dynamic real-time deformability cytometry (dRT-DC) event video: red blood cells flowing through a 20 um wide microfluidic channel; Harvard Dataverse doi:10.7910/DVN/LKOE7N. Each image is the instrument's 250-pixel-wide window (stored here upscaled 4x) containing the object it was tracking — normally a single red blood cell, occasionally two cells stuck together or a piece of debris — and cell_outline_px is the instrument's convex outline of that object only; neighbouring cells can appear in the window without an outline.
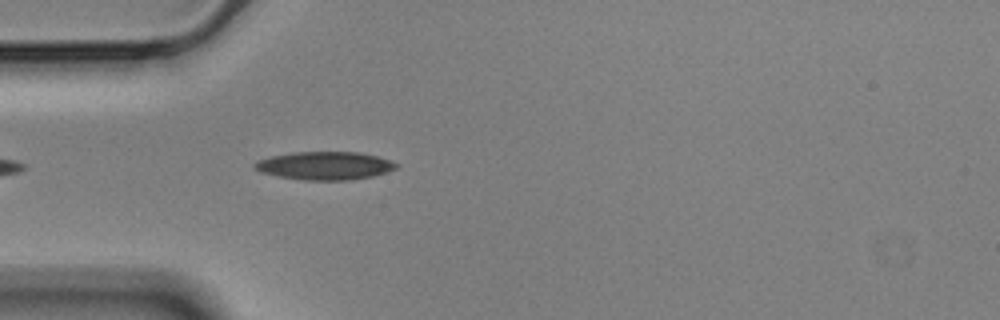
{"species": "Egyptian fruit bat (a non-hibernating species)", "species_latin": "Rousettus aegyptiacus", "temperature_condition": "cold", "stored_images_in_passage": 25, "camera_frame_rate_fps": 3000, "um_per_image_px": 0.085, "animal": {"sex": "male"}, "frame": {"image": 1, "passage_image": 4, "time_ms": 1.0, "image_size_px": [1000, 320], "cell_outline_px": [[400, 164], [396, 168], [372, 176], [352, 180], [304, 180], [280, 176], [260, 172], [252, 168], [252, 164], [256, 160], [272, 156], [296, 152], [360, 152], [376, 156]], "centroid_in_image_um": [27.57, 14.08], "position_along_channel_um": 57.4, "area_um2": 23.12}}
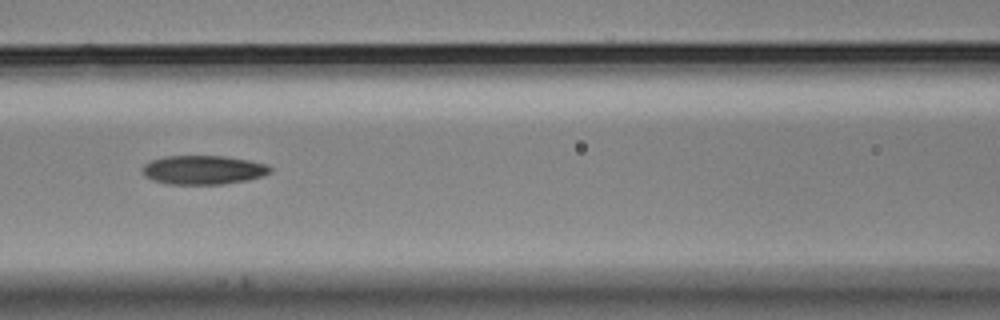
{"frame": {"image": 2, "passage_image": 12, "time_ms": 3.667, "image_size_px": [1000, 320], "cell_outline_px": [[272, 172], [264, 176], [248, 180], [224, 184], [168, 184], [152, 180], [144, 176], [144, 164], [152, 160], [164, 156], [224, 156], [248, 160], [264, 164], [272, 168]], "centroid_in_image_um": [17.3, 14.45], "position_along_channel_um": 149.3, "area_um2": 21.56}}
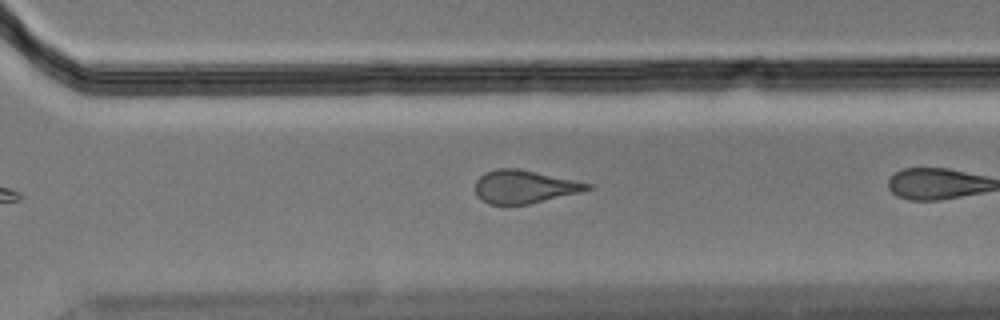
{"frame": {"image": 3, "passage_image": 24, "time_ms": 7.667, "image_size_px": [1000, 320], "cell_outline_px": [[596, 188], [580, 192], [528, 204], [504, 208], [488, 204], [476, 196], [476, 180], [484, 172], [496, 168], [516, 168], [596, 184]], "centroid_in_image_um": [44.56, 15.9], "position_along_channel_um": 326.0, "area_um2": 22.31}}